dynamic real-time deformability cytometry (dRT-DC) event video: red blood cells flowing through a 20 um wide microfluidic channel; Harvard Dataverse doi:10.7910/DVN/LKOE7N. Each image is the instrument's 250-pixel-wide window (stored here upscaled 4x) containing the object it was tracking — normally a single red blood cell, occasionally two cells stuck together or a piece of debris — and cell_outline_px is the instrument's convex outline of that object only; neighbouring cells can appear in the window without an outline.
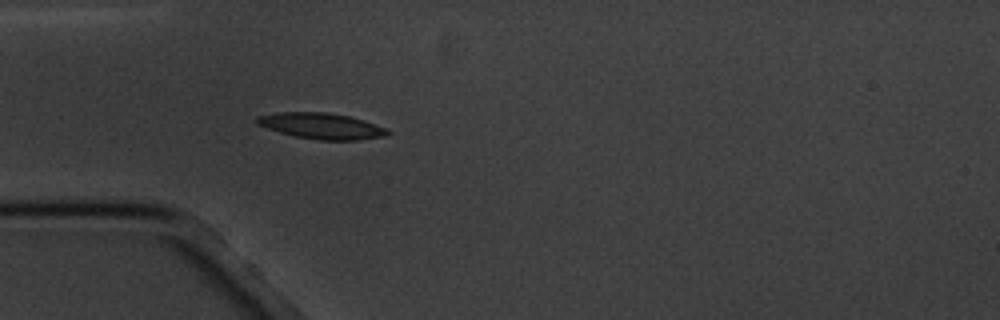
{"species": "common noctule bat (a hibernating species)", "species_latin": "Nyctalus noctula", "temperature_condition": "cold", "stored_images_in_passage": 4, "camera_frame_rate_fps": 3000, "um_per_image_px": 0.085, "animal": {"sex": "male", "body_mass_g": 20.1, "forearm_length_mm": 53.5}, "frame": {"image": 1, "passage_image": 4, "time_ms": 3.333, "image_size_px": [1000, 320], "cell_outline_px": [[392, 132], [384, 136], [356, 140], [320, 140], [296, 136], [280, 132], [256, 124], [256, 116], [276, 112], [328, 112], [348, 116], [364, 120], [388, 128]], "centroid_in_image_um": [27.34, 10.7], "position_along_channel_um": 57.7, "area_um2": 19.77}}